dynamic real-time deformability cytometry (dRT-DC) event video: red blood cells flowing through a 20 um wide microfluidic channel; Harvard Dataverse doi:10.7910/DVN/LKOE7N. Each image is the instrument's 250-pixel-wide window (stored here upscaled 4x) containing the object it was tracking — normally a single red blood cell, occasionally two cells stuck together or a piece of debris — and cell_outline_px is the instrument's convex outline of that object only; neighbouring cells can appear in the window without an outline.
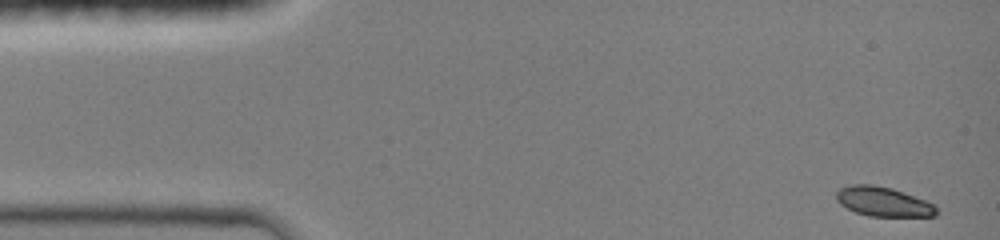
{"species": "common noctule bat (a hibernating species)", "species_latin": "Nyctalus noctula", "temperature_condition": "room temperature", "stored_images_in_passage": 43, "camera_frame_rate_fps": 3000, "um_per_image_px": 0.085, "animal": {"sex": "female", "body_mass_g": 19.0, "forearm_length_mm": 51.5}, "frame": {"image": 1, "passage_image": 1, "time_ms": 0.0, "image_size_px": [1000, 240], "cell_outline_px": [[936, 216], [868, 216], [856, 212], [840, 204], [836, 200], [836, 192], [840, 188], [852, 184], [868, 184], [892, 188], [924, 200], [932, 204], [936, 208]], "centroid_in_image_um": [75.03, 17.14], "position_along_channel_um": 10.0, "area_um2": 16.94}}
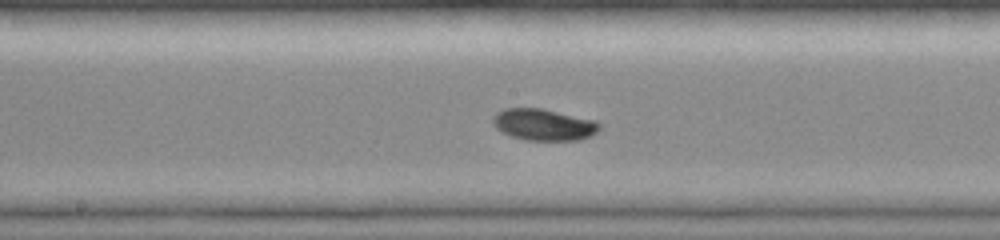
{"frame": {"image": 2, "passage_image": 23, "time_ms": 7.333, "image_size_px": [1000, 240], "cell_outline_px": [[600, 128], [592, 136], [580, 140], [524, 140], [500, 132], [492, 124], [492, 116], [496, 112], [504, 108], [544, 108], [596, 120], [600, 124]], "centroid_in_image_um": [46.2, 10.59], "position_along_channel_um": 202.0, "area_um2": 20.0}}
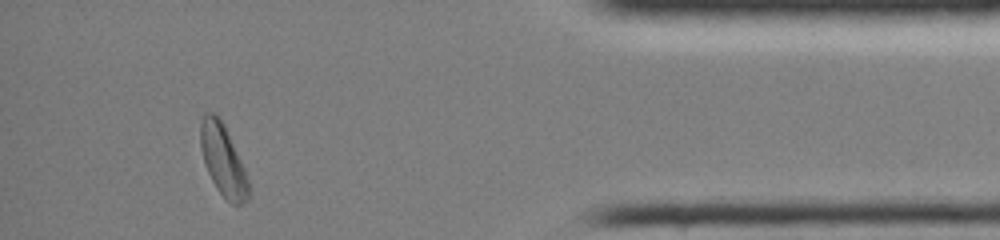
{"frame": {"image": 3, "passage_image": 41, "time_ms": 13.333, "image_size_px": [1000, 240], "cell_outline_px": [[248, 200], [244, 204], [232, 204], [216, 188], [204, 164], [200, 148], [200, 120], [204, 112], [212, 112], [220, 116], [224, 124], [244, 168], [248, 180]], "centroid_in_image_um": [18.92, 13.56], "position_along_channel_um": 416.3, "area_um2": 19.94}, "authors_computed_cell_mechanics": {"area_um2": 18.4382, "velocity_mm_per_s": 4.1349, "shape_relaxation_time_tau1_ms": 2.3784, "shape_relaxation_time_tau2_ms": null, "deformation_change_tau1": 0.1156, "deformation_change_tau2": null}}